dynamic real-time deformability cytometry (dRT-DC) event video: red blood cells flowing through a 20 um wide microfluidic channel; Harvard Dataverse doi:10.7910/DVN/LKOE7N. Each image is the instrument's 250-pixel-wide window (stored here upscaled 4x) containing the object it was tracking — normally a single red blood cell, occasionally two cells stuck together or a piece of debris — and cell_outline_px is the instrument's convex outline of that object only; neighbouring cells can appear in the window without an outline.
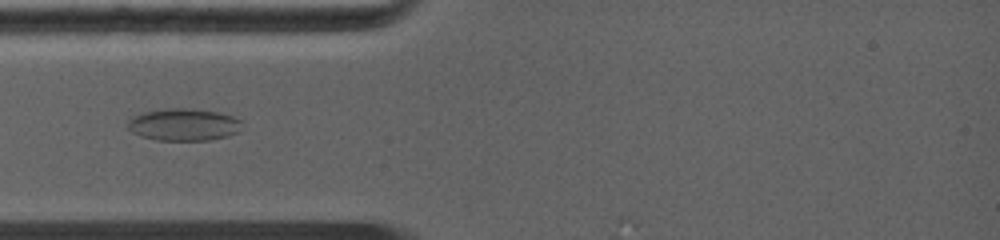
{"species": "common noctule bat (a hibernating species)", "species_latin": "Nyctalus noctula", "temperature_condition": "warm", "stored_images_in_passage": 4, "camera_frame_rate_fps": 5000, "um_per_image_px": 0.085, "animal": {"sex": "female", "body_mass_g": 19.0, "forearm_length_mm": 56.7}, "frame": {"image": 1, "passage_image": 1, "time_ms": 0.0, "image_size_px": [1000, 240], "cell_outline_px": [[240, 120], [236, 132], [224, 136], [208, 140], [156, 140], [144, 136], [128, 128], [128, 124], [136, 116], [144, 112], [164, 108], [196, 108], [220, 112], [232, 116]], "centroid_in_image_um": [15.63, 10.57], "position_along_channel_um": 69.4, "area_um2": 20.87}}